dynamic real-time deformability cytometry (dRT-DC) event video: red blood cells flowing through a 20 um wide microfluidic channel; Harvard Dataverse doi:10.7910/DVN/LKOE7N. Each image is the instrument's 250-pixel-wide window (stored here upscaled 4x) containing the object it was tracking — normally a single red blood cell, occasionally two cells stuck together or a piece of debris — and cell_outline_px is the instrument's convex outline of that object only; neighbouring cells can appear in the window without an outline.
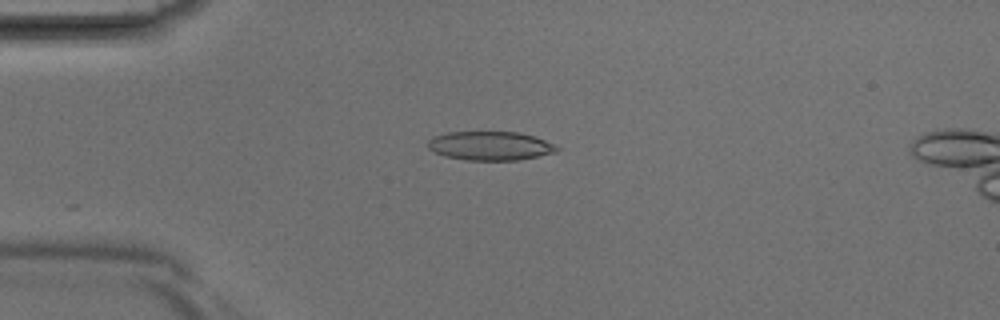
{"species": "Egyptian fruit bat (a non-hibernating species)", "species_latin": "Rousettus aegyptiacus", "temperature_condition": "room temperature", "stored_images_in_passage": 11, "camera_frame_rate_fps": 3000, "um_per_image_px": 0.085, "animal": {"sex": "male"}, "frame": {"image": 1, "passage_image": 1, "time_ms": 0.0, "image_size_px": [1000, 320], "cell_outline_px": [[560, 148], [556, 152], [520, 160], [468, 160], [444, 156], [428, 148], [428, 140], [436, 136], [448, 132], [520, 132], [556, 144]], "centroid_in_image_um": [41.7, 12.4], "position_along_channel_um": 43.3, "area_um2": 21.62}}
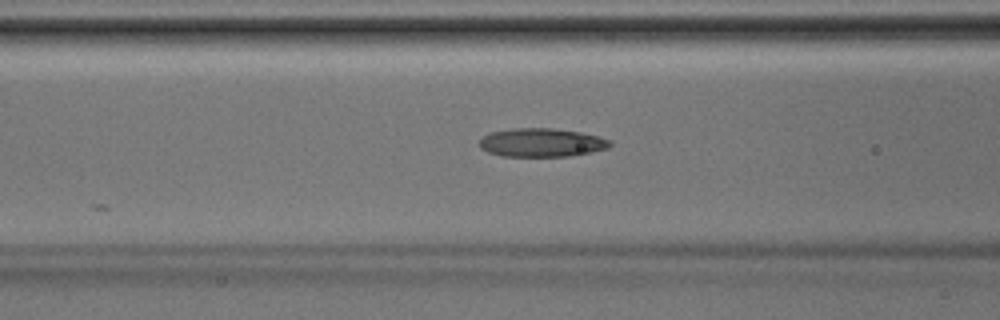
{"frame": {"image": 2, "passage_image": 7, "time_ms": 2.0, "image_size_px": [1000, 320], "cell_outline_px": [[612, 144], [608, 148], [592, 152], [568, 156], [500, 156], [488, 152], [480, 148], [480, 140], [488, 132], [512, 128], [552, 128], [580, 132], [600, 136], [612, 140]], "centroid_in_image_um": [46.05, 12.11], "position_along_channel_um": 120.6, "area_um2": 21.91}}
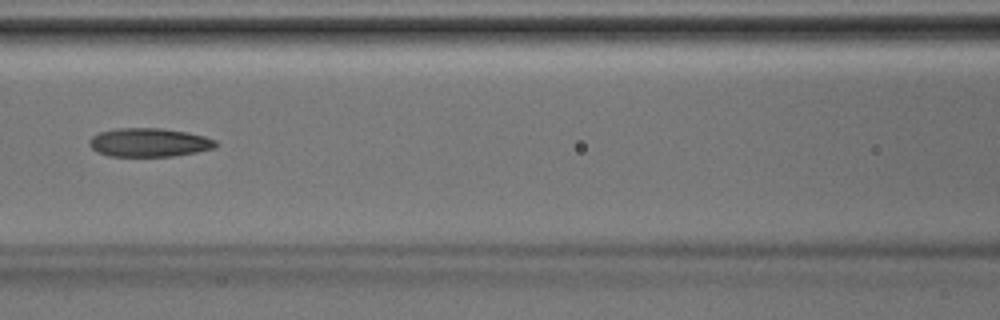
{"frame": {"image": 3, "passage_image": 9, "time_ms": 2.667, "image_size_px": [1000, 320], "cell_outline_px": [[216, 148], [196, 152], [172, 156], [108, 156], [96, 152], [88, 144], [88, 140], [92, 136], [100, 132], [116, 128], [160, 128], [184, 132], [204, 136], [216, 140]], "centroid_in_image_um": [12.63, 12.11], "position_along_channel_um": 154.0, "area_um2": 21.1}}